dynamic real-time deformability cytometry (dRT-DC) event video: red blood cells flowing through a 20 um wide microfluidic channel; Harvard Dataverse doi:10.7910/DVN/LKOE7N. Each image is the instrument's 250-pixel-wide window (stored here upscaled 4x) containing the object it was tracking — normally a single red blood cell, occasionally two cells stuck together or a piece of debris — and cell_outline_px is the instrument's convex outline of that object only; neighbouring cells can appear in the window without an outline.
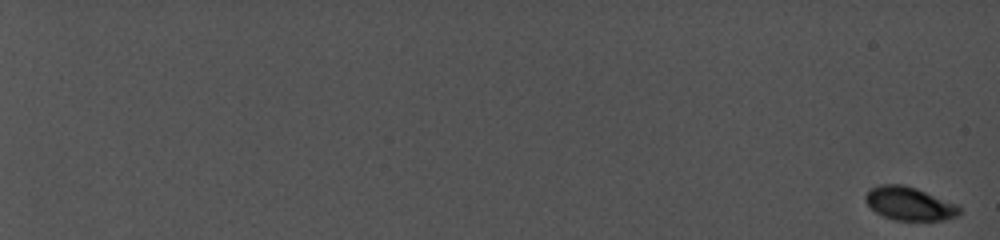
{"species": "common noctule bat (a hibernating species)", "species_latin": "Nyctalus noctula", "temperature_condition": "cold", "stored_images_in_passage": 50, "camera_frame_rate_fps": 5000, "um_per_image_px": 0.085, "animal": {"sex": "female", "body_mass_g": 19.0, "forearm_length_mm": 56.7}, "frame": {"image": 1, "passage_image": 1, "time_ms": 0.0, "image_size_px": [1000, 240], "cell_outline_px": [[960, 212], [956, 216], [940, 220], [896, 220], [884, 216], [876, 212], [864, 200], [864, 196], [872, 188], [880, 184], [904, 184], [916, 188], [960, 204]], "centroid_in_image_um": [77.32, 17.29], "position_along_channel_um": 7.7, "area_um2": 18.26}}
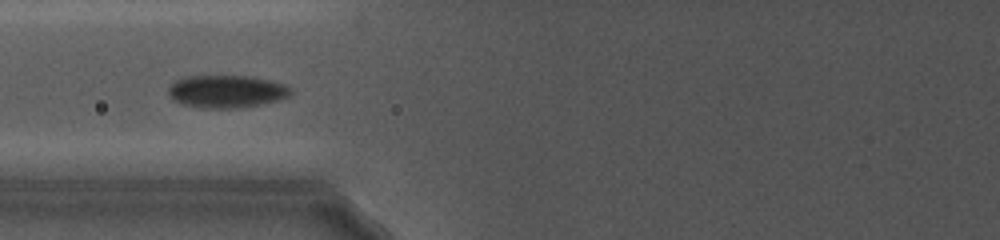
{"frame": {"image": 2, "passage_image": 30, "time_ms": 11.2, "image_size_px": [1000, 240], "cell_outline_px": [[292, 92], [288, 96], [256, 104], [232, 108], [208, 108], [184, 104], [176, 100], [168, 92], [168, 88], [176, 80], [184, 76], [248, 76], [268, 80], [292, 88]], "centroid_in_image_um": [19.21, 7.75], "position_along_channel_um": 106.6, "area_um2": 22.43}}
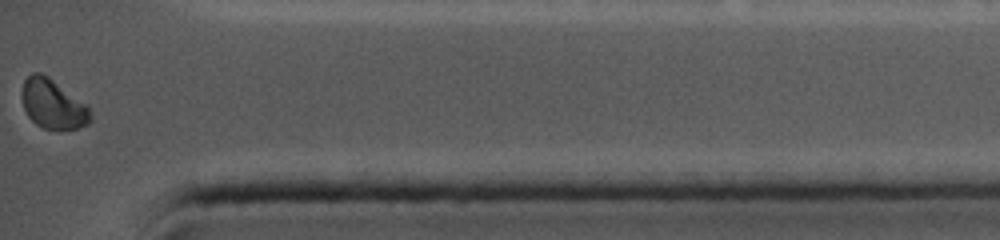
{"frame": {"image": 3, "passage_image": 50, "time_ms": 19.6, "image_size_px": [1000, 240], "cell_outline_px": [[92, 120], [88, 124], [76, 128], [44, 128], [36, 124], [28, 116], [24, 108], [24, 80], [32, 72], [40, 72], [48, 76], [88, 104], [92, 116]], "centroid_in_image_um": [4.55, 8.83], "position_along_channel_um": 430.6, "area_um2": 19.48}, "authors_computed_cell_mechanics": {"area_um2": 20.0855, "velocity_mm_per_s": 3.8822, "shape_relaxation_time_tau1_ms": 1.8856, "shape_relaxation_time_tau2_ms": null, "deformation_change_tau1": 0.0735, "deformation_change_tau2": null}}